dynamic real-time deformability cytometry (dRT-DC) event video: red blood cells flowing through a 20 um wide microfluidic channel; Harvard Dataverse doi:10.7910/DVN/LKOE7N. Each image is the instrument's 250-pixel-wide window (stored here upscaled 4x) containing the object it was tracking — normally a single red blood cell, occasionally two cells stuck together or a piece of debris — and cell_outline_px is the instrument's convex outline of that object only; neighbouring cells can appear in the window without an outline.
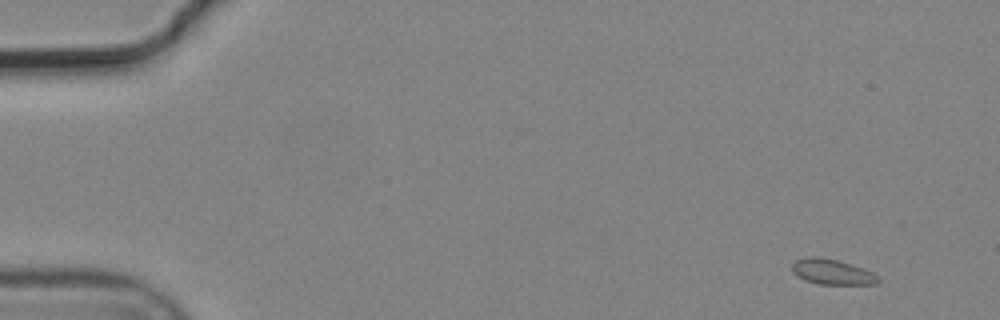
{"species": "common noctule bat (a hibernating species)", "species_latin": "Nyctalus noctula", "temperature_condition": "cold", "stored_images_in_passage": 8, "camera_frame_rate_fps": 3000, "um_per_image_px": 0.085, "animal": {"sex": "male", "body_mass_g": 19.2, "forearm_length_mm": 51.8}, "frame": {"image": 1, "passage_image": 1, "time_ms": 0.0, "image_size_px": [1000, 320], "cell_outline_px": [[880, 280], [876, 284], [820, 284], [804, 280], [796, 276], [792, 272], [792, 264], [796, 260], [808, 256], [820, 256], [836, 260], [864, 268], [880, 276]], "centroid_in_image_um": [70.72, 23.11], "position_along_channel_um": 14.3, "area_um2": 12.83}}
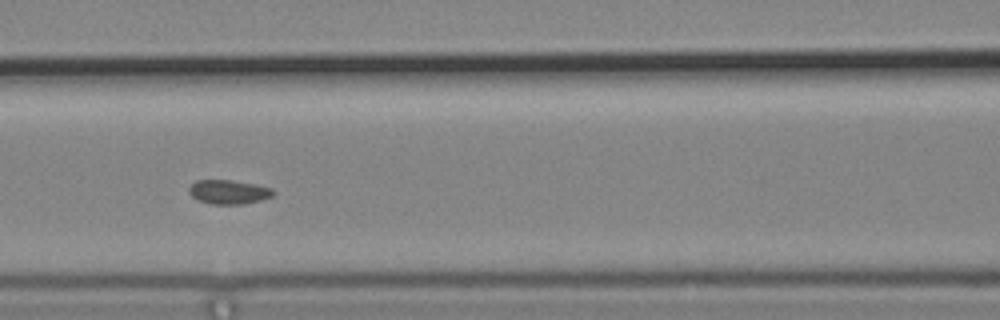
{"frame": {"image": 2, "passage_image": 7, "time_ms": 2.0, "image_size_px": [1000, 320], "cell_outline_px": [[276, 192], [272, 196], [260, 200], [244, 204], [212, 204], [200, 200], [192, 196], [188, 192], [188, 188], [196, 180], [232, 180], [256, 184], [272, 188]], "centroid_in_image_um": [19.46, 16.31], "position_along_channel_um": 147.1, "area_um2": 11.85}}
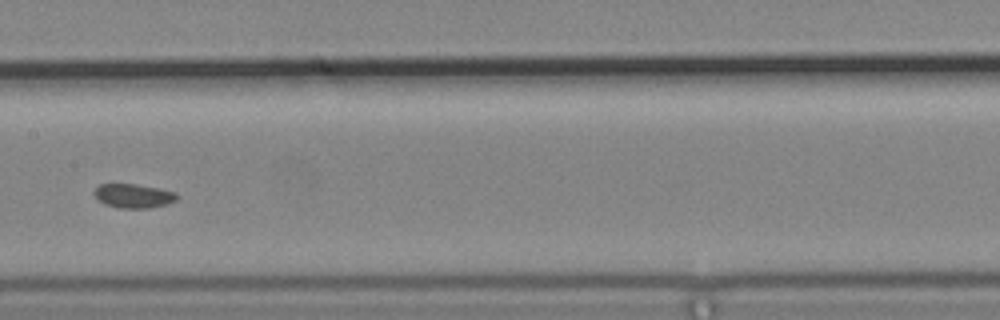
{"frame": {"image": 3, "passage_image": 8, "time_ms": 2.333, "image_size_px": [1000, 320], "cell_outline_px": [[180, 196], [176, 200], [168, 204], [148, 208], [120, 208], [104, 204], [96, 200], [92, 192], [100, 184], [136, 184], [176, 192]], "centroid_in_image_um": [11.33, 16.65], "position_along_channel_um": 196.1, "area_um2": 11.73}}